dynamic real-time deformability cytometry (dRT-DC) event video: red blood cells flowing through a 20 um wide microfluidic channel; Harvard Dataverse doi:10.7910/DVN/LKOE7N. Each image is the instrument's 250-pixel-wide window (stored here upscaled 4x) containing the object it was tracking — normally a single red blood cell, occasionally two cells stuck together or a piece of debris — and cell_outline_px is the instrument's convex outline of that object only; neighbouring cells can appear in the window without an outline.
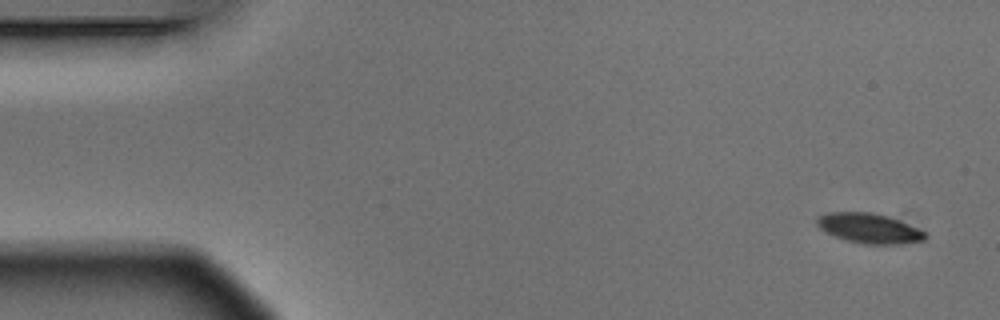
{"species": "Egyptian fruit bat (a non-hibernating species)", "species_latin": "Rousettus aegyptiacus", "temperature_condition": "warm", "stored_images_in_passage": 9, "camera_frame_rate_fps": 3000, "um_per_image_px": 0.085, "animal": {"sex": "male"}, "frame": {"image": 1, "passage_image": 1, "time_ms": 0.0, "image_size_px": [1000, 320], "cell_outline_px": [[928, 236], [924, 240], [900, 244], [860, 244], [824, 232], [816, 224], [816, 216], [828, 212], [868, 212], [888, 216], [908, 224], [924, 232]], "centroid_in_image_um": [73.84, 19.4], "position_along_channel_um": 11.2, "area_um2": 18.79}}
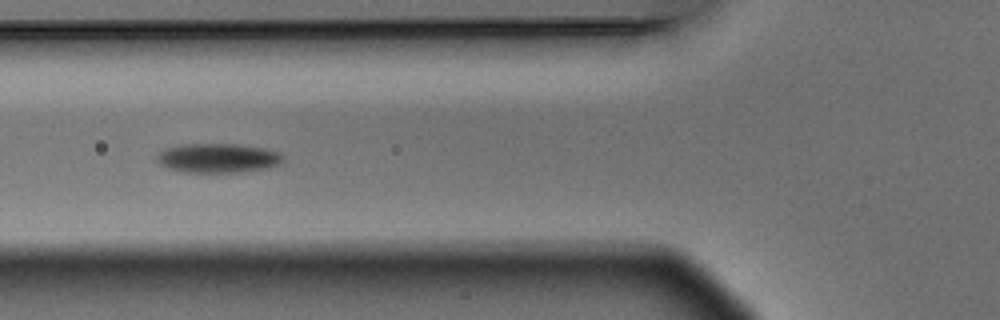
{"frame": {"image": 2, "passage_image": 6, "time_ms": 1.667, "image_size_px": [1000, 320], "cell_outline_px": [[284, 160], [268, 168], [244, 172], [180, 172], [168, 168], [160, 164], [156, 160], [156, 156], [164, 148], [180, 144], [236, 144], [264, 148], [280, 152], [284, 156]], "centroid_in_image_um": [18.5, 13.43], "position_along_channel_um": 107.3, "area_um2": 21.73}}
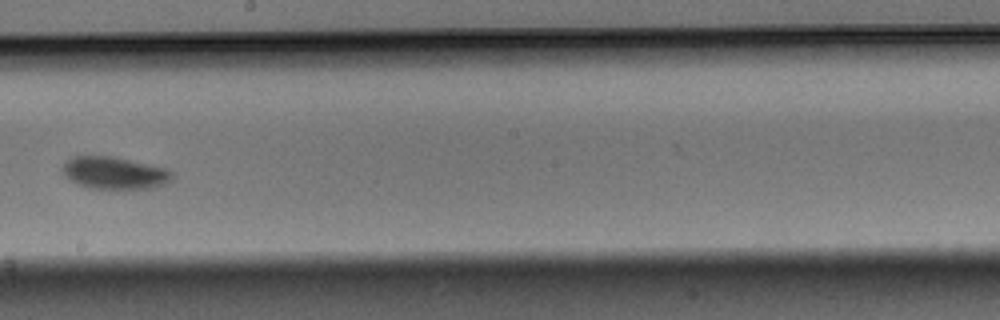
{"frame": {"image": 3, "passage_image": 9, "time_ms": 2.667, "image_size_px": [1000, 320], "cell_outline_px": [[172, 180], [164, 184], [152, 188], [88, 188], [64, 176], [64, 164], [72, 156], [112, 156], [168, 168], [172, 172]], "centroid_in_image_um": [9.77, 14.69], "position_along_channel_um": 238.4, "area_um2": 20.35}}